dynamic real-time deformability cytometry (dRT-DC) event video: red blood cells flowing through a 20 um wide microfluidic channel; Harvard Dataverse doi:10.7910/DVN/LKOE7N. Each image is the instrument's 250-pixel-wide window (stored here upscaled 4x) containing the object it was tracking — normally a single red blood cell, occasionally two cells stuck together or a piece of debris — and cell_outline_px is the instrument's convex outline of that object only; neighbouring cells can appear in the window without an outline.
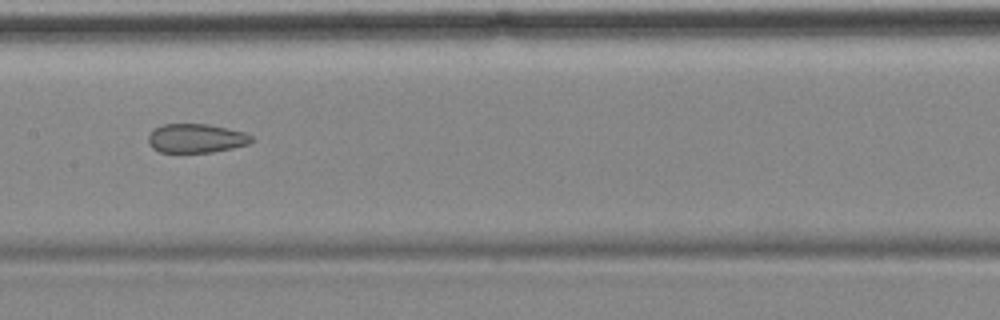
{"species": "common noctule bat (a hibernating species)", "species_latin": "Nyctalus noctula", "temperature_condition": "cold", "stored_images_in_passage": 13, "camera_frame_rate_fps": 3000, "um_per_image_px": 0.085, "animal": {"sex": "female", "body_mass_g": 18.4}, "frame": {"image": 1, "passage_image": 6, "time_ms": 7.0, "image_size_px": [1000, 320], "cell_outline_px": [[256, 140], [248, 144], [232, 148], [212, 152], [160, 152], [152, 148], [148, 144], [148, 136], [160, 124], [208, 124], [244, 132], [252, 136]], "centroid_in_image_um": [16.68, 11.76], "position_along_channel_um": 190.7, "area_um2": 17.46}, "authors_computed_cell_mechanics": {"area_um2": 20.6346, "velocity_mm_per_s": 3.5357, "shape_relaxation_time_tau1_ms": null, "shape_relaxation_time_tau2_ms": 1.6823, "deformation_change_tau1": null, "deformation_change_tau2": 0.0668}}